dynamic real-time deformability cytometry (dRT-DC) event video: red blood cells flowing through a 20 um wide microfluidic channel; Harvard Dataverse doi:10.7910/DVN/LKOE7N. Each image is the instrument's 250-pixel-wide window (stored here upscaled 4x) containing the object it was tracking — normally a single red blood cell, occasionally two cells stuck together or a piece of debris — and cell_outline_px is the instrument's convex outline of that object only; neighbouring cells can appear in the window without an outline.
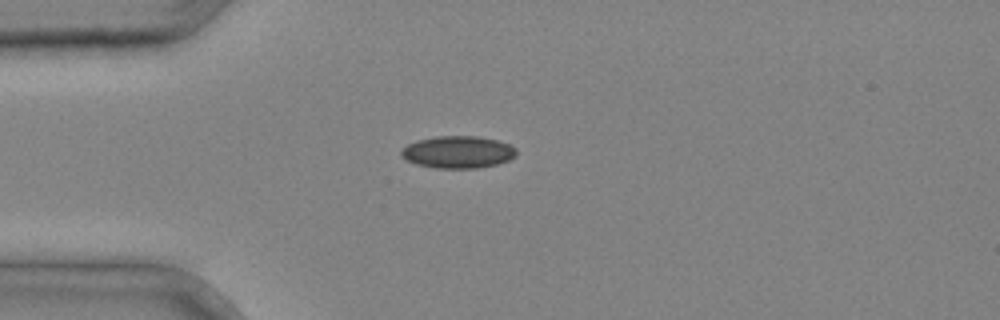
{"species": "common noctule bat (a hibernating species)", "species_latin": "Nyctalus noctula", "temperature_condition": "cold", "stored_images_in_passage": 1, "camera_frame_rate_fps": 3000, "um_per_image_px": 0.085, "animal": {"sex": "male", "body_mass_g": 20.4}, "frame": {"image": 1, "passage_image": 1, "time_ms": 0.0, "image_size_px": [1000, 320], "cell_outline_px": [[516, 156], [508, 160], [496, 164], [476, 168], [436, 168], [416, 164], [400, 156], [400, 152], [408, 144], [416, 140], [436, 136], [480, 136], [496, 140], [508, 144], [516, 148]], "centroid_in_image_um": [38.91, 12.92], "position_along_channel_um": 46.1, "area_um2": 21.56}}